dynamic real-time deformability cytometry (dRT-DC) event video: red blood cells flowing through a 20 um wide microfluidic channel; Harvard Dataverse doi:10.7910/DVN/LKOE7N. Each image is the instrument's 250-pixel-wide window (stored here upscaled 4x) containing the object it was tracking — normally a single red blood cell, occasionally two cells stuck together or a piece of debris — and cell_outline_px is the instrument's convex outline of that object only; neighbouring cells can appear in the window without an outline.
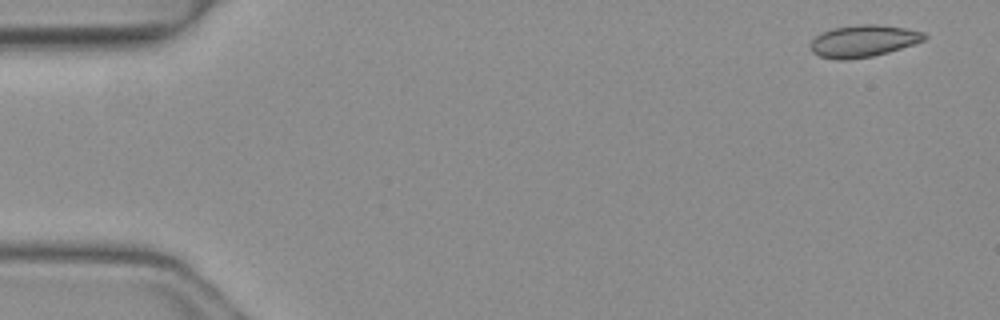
{"species": "common noctule bat (a hibernating species)", "species_latin": "Nyctalus noctula", "temperature_condition": "warm", "stored_images_in_passage": 5, "camera_frame_rate_fps": 3000, "um_per_image_px": 0.085, "animal": {"sex": "female", "body_mass_g": 19.3, "forearm_length_mm": 54.1}, "frame": {"image": 1, "passage_image": 1, "time_ms": 0.0, "image_size_px": [1000, 320], "cell_outline_px": [[928, 36], [924, 40], [888, 52], [872, 56], [848, 60], [836, 60], [820, 56], [812, 52], [812, 40], [820, 32], [832, 28], [856, 24], [880, 24], [904, 28], [924, 32]], "centroid_in_image_um": [73.37, 3.47], "position_along_channel_um": 11.6, "area_um2": 21.21}}